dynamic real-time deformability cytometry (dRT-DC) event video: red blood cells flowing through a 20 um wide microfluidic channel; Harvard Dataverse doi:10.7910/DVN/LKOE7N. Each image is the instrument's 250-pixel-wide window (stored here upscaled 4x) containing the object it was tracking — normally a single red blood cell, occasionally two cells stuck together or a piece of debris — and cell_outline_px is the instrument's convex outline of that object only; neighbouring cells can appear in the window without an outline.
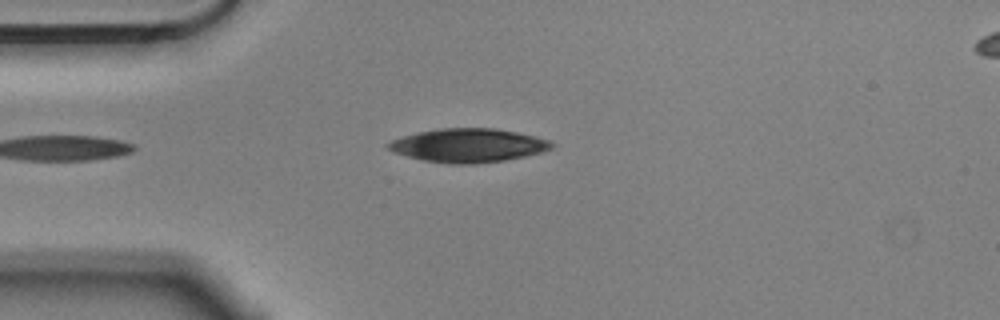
{"species": "Egyptian fruit bat (a non-hibernating species)", "species_latin": "Rousettus aegyptiacus", "temperature_condition": "cold", "stored_images_in_passage": 4, "segment_of_instrument_passage": [1, 2], "camera_frame_rate_fps": 3000, "um_per_image_px": 0.085, "animal": {"sex": "male"}, "frame": {"image": 1, "passage_image": 3, "time_ms": 0.667, "image_size_px": [1000, 320], "cell_outline_px": [[556, 144], [552, 148], [540, 152], [524, 156], [504, 160], [476, 164], [448, 164], [424, 160], [392, 152], [384, 144], [392, 140], [404, 136], [420, 132], [440, 128], [496, 128], [536, 136], [548, 140]], "centroid_in_image_um": [39.8, 12.36], "position_along_channel_um": 45.2, "area_um2": 31.96}}